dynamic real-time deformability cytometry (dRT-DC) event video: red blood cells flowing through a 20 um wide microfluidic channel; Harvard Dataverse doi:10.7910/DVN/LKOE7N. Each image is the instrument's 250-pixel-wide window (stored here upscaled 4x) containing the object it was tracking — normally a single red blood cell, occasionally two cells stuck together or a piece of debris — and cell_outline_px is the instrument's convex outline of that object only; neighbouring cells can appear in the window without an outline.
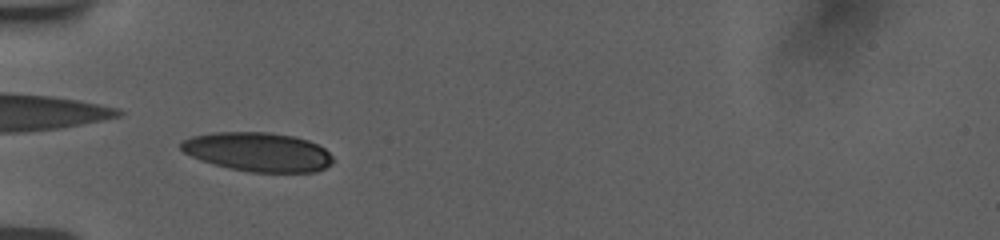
{"species": "human", "species_latin": "Homo sapiens", "temperature_condition": "room temperature", "stored_images_in_passage": 22, "camera_frame_rate_fps": 3000, "um_per_image_px": 0.085, "donor": {"sex": "female"}, "frame": {"image": 1, "passage_image": 10, "time_ms": 3.667, "image_size_px": [1000, 240], "cell_outline_px": [[332, 164], [316, 172], [248, 172], [200, 160], [184, 152], [180, 148], [180, 144], [184, 140], [192, 136], [212, 132], [268, 132], [296, 136], [308, 140], [324, 148], [332, 156]], "centroid_in_image_um": [21.94, 12.9], "position_along_channel_um": 63.1, "area_um2": 34.51}}
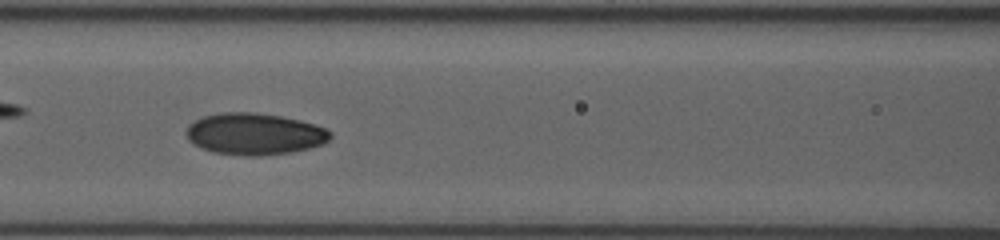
{"frame": {"image": 2, "passage_image": 16, "time_ms": 6.0, "image_size_px": [1000, 240], "cell_outline_px": [[332, 136], [324, 144], [292, 152], [260, 156], [244, 156], [212, 152], [200, 148], [192, 144], [188, 140], [188, 124], [204, 116], [224, 112], [256, 112], [280, 116], [300, 120], [316, 124], [332, 132]], "centroid_in_image_um": [21.65, 11.39], "position_along_channel_um": 145.0, "area_um2": 35.14}}
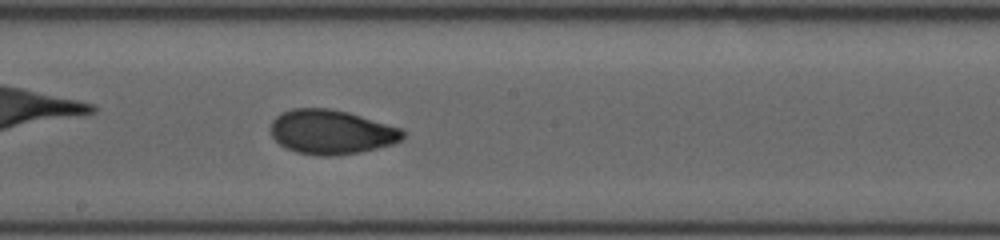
{"frame": {"image": 3, "passage_image": 22, "time_ms": 8.0, "image_size_px": [1000, 240], "cell_outline_px": [[404, 136], [400, 140], [392, 144], [360, 152], [336, 156], [316, 156], [296, 152], [280, 144], [272, 136], [272, 120], [276, 116], [292, 108], [328, 108], [348, 112], [400, 128], [404, 132]], "centroid_in_image_um": [28.15, 11.23], "position_along_channel_um": 220.0, "area_um2": 33.93}}